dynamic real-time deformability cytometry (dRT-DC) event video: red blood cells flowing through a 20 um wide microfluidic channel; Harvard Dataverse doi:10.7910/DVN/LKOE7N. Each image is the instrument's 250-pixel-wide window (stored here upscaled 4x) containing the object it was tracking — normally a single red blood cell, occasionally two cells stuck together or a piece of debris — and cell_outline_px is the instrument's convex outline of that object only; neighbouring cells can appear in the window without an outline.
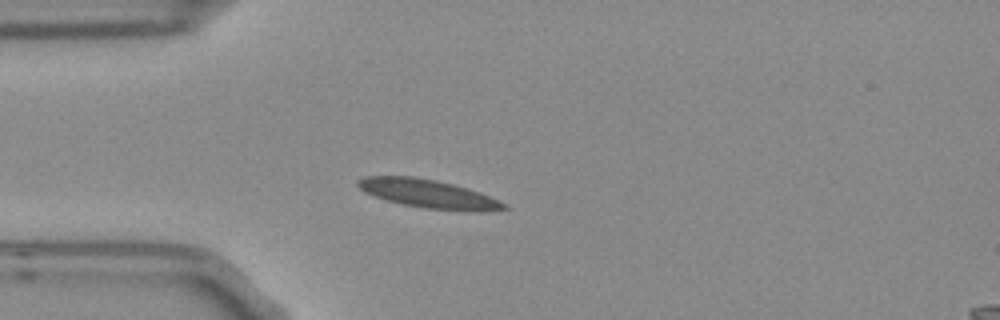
{"species": "Egyptian fruit bat (a non-hibernating species)", "species_latin": "Rousettus aegyptiacus", "temperature_condition": "room temperature", "stored_images_in_passage": 3, "camera_frame_rate_fps": 3000, "um_per_image_px": 0.085, "frame": {"image": 1, "passage_image": 3, "time_ms": 0.667, "image_size_px": [1000, 320], "cell_outline_px": [[508, 208], [480, 212], [472, 212], [424, 208], [400, 204], [384, 200], [364, 192], [356, 184], [356, 180], [364, 176], [412, 176], [436, 180], [468, 188], [480, 192], [508, 204]], "centroid_in_image_um": [36.4, 16.48], "position_along_channel_um": 48.6, "area_um2": 24.57}}